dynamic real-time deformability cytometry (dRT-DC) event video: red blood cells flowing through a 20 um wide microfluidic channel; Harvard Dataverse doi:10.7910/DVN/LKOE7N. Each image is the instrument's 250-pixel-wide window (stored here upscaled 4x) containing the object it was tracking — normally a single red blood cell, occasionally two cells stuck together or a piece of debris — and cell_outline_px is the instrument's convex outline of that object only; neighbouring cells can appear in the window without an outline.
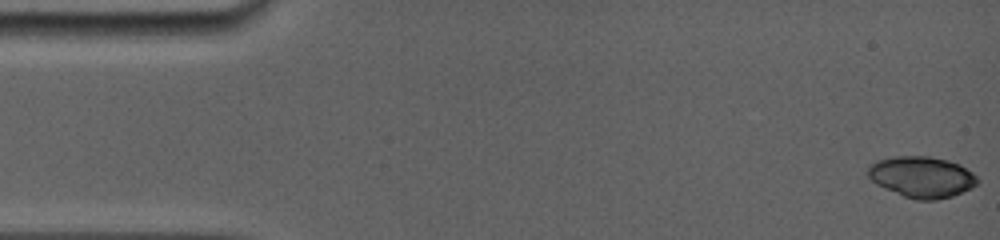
{"species": "common noctule bat (a hibernating species)", "species_latin": "Nyctalus noctula", "temperature_condition": "room temperature", "stored_images_in_passage": 12, "camera_frame_rate_fps": 5000, "um_per_image_px": 0.085, "animal": {"sex": "female", "body_mass_g": 19.0, "forearm_length_mm": 56.7}, "frame": {"image": 1, "passage_image": 1, "time_ms": 0.0, "image_size_px": [1000, 240], "cell_outline_px": [[980, 180], [972, 188], [952, 196], [936, 200], [916, 200], [904, 196], [884, 188], [876, 184], [868, 176], [868, 168], [876, 160], [896, 156], [928, 156], [948, 160], [960, 164], [972, 172]], "centroid_in_image_um": [78.37, 15.04], "position_along_channel_um": 6.6, "area_um2": 26.24}}
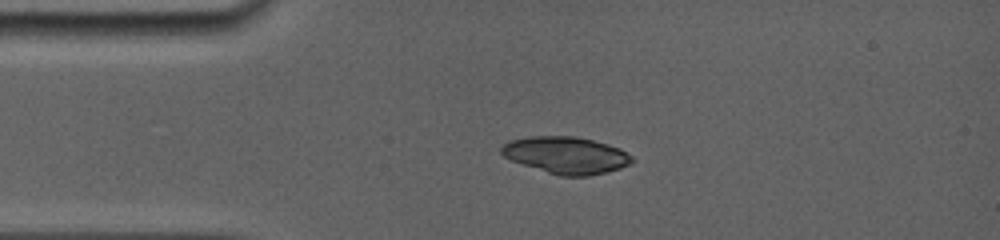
{"frame": {"image": 2, "passage_image": 10, "time_ms": 3.4, "image_size_px": [1000, 240], "cell_outline_px": [[636, 160], [620, 168], [588, 176], [560, 176], [512, 160], [504, 156], [500, 152], [500, 148], [508, 140], [532, 136], [576, 136], [608, 144], [620, 148], [632, 156]], "centroid_in_image_um": [48.13, 13.17], "position_along_channel_um": 36.9, "area_um2": 27.92}}